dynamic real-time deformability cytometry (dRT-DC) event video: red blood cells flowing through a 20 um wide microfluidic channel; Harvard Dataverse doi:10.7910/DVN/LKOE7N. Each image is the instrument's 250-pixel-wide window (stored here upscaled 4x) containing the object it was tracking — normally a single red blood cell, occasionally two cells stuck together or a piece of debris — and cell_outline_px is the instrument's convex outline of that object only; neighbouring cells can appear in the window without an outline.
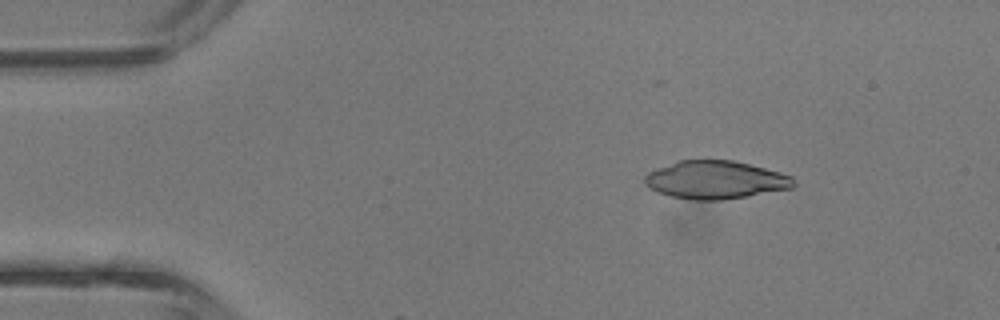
{"species": "common noctule bat (a hibernating species)", "species_latin": "Nyctalus noctula", "temperature_condition": "room temperature", "stored_images_in_passage": 12, "camera_frame_rate_fps": 3000, "um_per_image_px": 0.085, "animal": {"sex": "male", "body_mass_g": 13.3}, "frame": {"image": 1, "passage_image": 6, "time_ms": 1.667, "image_size_px": [1000, 320], "cell_outline_px": [[796, 184], [792, 188], [724, 200], [692, 200], [672, 196], [660, 192], [644, 184], [644, 176], [648, 172], [680, 160], [732, 160], [780, 172], [792, 176]], "centroid_in_image_um": [60.84, 15.29], "position_along_channel_um": 24.2, "area_um2": 32.71}}